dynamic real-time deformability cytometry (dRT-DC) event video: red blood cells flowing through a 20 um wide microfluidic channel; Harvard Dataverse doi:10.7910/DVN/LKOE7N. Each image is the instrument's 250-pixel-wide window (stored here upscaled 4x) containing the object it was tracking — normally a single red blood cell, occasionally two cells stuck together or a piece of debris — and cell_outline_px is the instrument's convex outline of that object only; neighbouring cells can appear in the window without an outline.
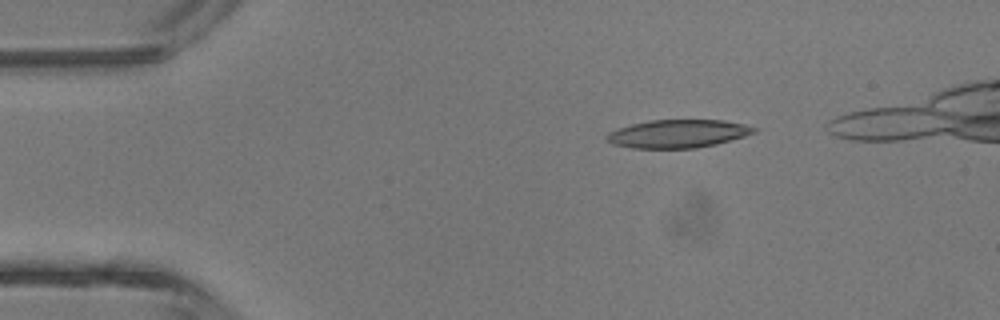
{"species": "common noctule bat (a hibernating species)", "species_latin": "Nyctalus noctula", "temperature_condition": "room temperature", "stored_images_in_passage": 4, "camera_frame_rate_fps": 3000, "um_per_image_px": 0.085, "animal": {"sex": "male", "body_mass_g": 13.3}, "frame": {"image": 1, "passage_image": 2, "time_ms": 1.333, "image_size_px": [1000, 320], "cell_outline_px": [[760, 128], [756, 132], [744, 136], [716, 144], [696, 148], [632, 148], [612, 144], [604, 136], [608, 132], [632, 124], [648, 120], [724, 120], [744, 124]], "centroid_in_image_um": [57.64, 11.36], "position_along_channel_um": 27.4, "area_um2": 24.16}}
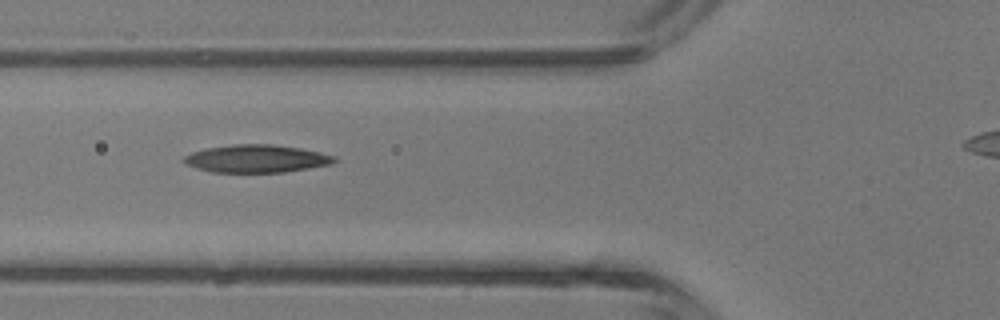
{"frame": {"image": 2, "passage_image": 4, "time_ms": 4.333, "image_size_px": [1000, 320], "cell_outline_px": [[336, 160], [332, 164], [284, 172], [212, 172], [196, 168], [180, 160], [184, 156], [192, 152], [208, 148], [232, 144], [272, 144], [300, 148], [320, 152], [336, 156]], "centroid_in_image_um": [21.8, 13.48], "position_along_channel_um": 104.0, "area_um2": 24.28}}